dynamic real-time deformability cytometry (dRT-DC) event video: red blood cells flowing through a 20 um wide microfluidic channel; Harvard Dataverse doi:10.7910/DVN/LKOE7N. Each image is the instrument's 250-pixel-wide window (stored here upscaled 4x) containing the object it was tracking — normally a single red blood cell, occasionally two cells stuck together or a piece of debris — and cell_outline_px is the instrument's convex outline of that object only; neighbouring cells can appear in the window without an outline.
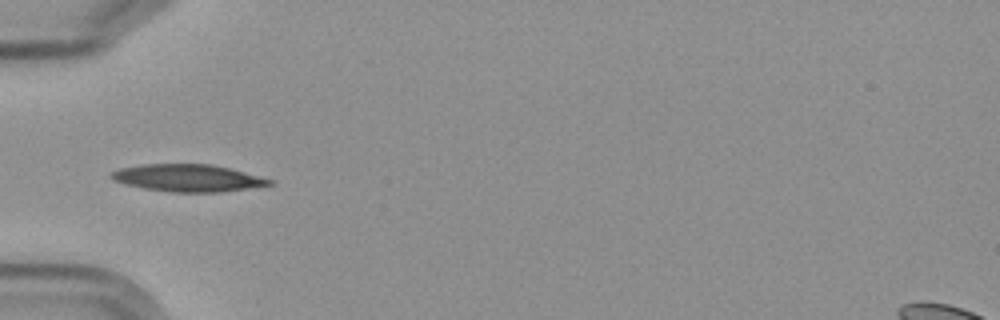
{"species": "Egyptian fruit bat (a non-hibernating species)", "species_latin": "Rousettus aegyptiacus", "temperature_condition": "cold", "stored_images_in_passage": 4, "camera_frame_rate_fps": 3000, "um_per_image_px": 0.085, "frame": {"image": 1, "passage_image": 2, "time_ms": 1.667, "image_size_px": [1000, 320], "cell_outline_px": [[276, 184], [220, 192], [172, 192], [144, 188], [112, 180], [108, 176], [112, 172], [120, 168], [144, 164], [212, 164], [244, 172], [272, 180]], "centroid_in_image_um": [15.96, 15.12], "position_along_channel_um": 69.0, "area_um2": 24.85}}
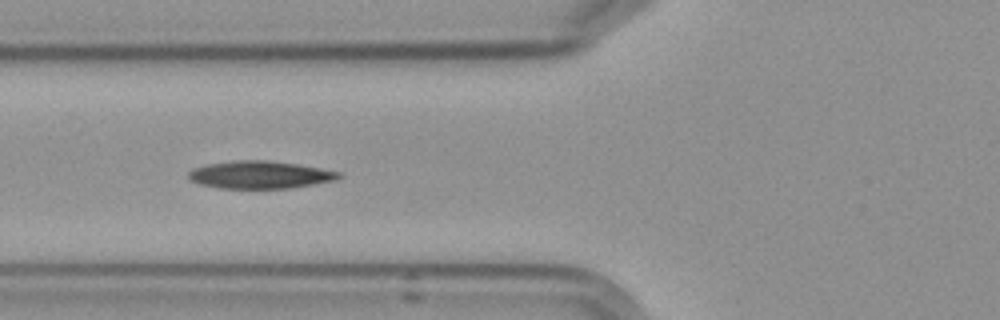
{"frame": {"image": 2, "passage_image": 3, "time_ms": 2.667, "image_size_px": [1000, 320], "cell_outline_px": [[344, 176], [336, 180], [292, 188], [220, 188], [200, 184], [192, 180], [188, 176], [188, 172], [192, 168], [208, 164], [236, 160], [264, 160], [296, 164], [320, 168], [340, 172]], "centroid_in_image_um": [22.12, 14.86], "position_along_channel_um": 103.7, "area_um2": 24.04}}
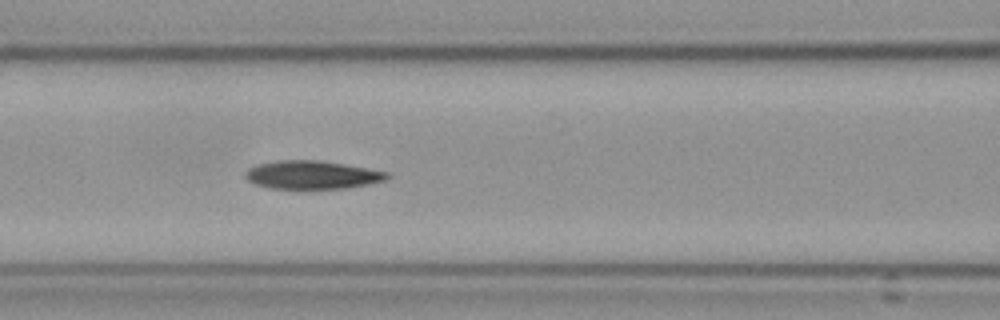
{"frame": {"image": 3, "passage_image": 4, "time_ms": 3.667, "image_size_px": [1000, 320], "cell_outline_px": [[392, 176], [384, 180], [368, 184], [344, 188], [272, 188], [256, 184], [248, 180], [244, 176], [244, 172], [248, 168], [256, 164], [280, 160], [320, 160], [344, 164], [388, 172]], "centroid_in_image_um": [26.5, 14.85], "position_along_channel_um": 140.1, "area_um2": 23.18}}